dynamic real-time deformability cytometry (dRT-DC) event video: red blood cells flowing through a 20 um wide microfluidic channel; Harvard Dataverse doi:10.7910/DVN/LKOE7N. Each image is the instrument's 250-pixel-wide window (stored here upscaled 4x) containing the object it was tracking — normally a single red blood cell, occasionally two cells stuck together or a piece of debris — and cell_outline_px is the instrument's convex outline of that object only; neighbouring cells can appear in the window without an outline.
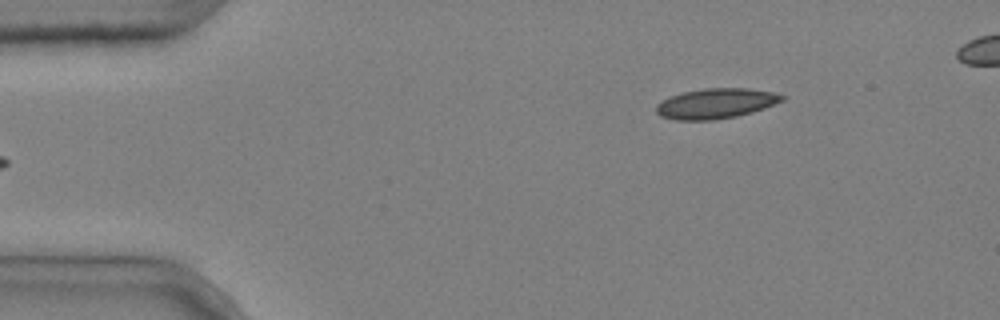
{"species": "common noctule bat (a hibernating species)", "species_latin": "Nyctalus noctula", "temperature_condition": "cold", "stored_images_in_passage": 4, "camera_frame_rate_fps": 3000, "um_per_image_px": 0.085, "animal": {"sex": "male", "body_mass_g": 20.4}, "frame": {"image": 1, "passage_image": 4, "time_ms": 1.0, "image_size_px": [1000, 320], "cell_outline_px": [[788, 96], [784, 100], [764, 108], [752, 112], [736, 116], [716, 120], [676, 120], [660, 116], [656, 112], [656, 104], [668, 96], [684, 92], [704, 88], [748, 88], [772, 92]], "centroid_in_image_um": [60.84, 8.79], "position_along_channel_um": 24.2, "area_um2": 22.25}}